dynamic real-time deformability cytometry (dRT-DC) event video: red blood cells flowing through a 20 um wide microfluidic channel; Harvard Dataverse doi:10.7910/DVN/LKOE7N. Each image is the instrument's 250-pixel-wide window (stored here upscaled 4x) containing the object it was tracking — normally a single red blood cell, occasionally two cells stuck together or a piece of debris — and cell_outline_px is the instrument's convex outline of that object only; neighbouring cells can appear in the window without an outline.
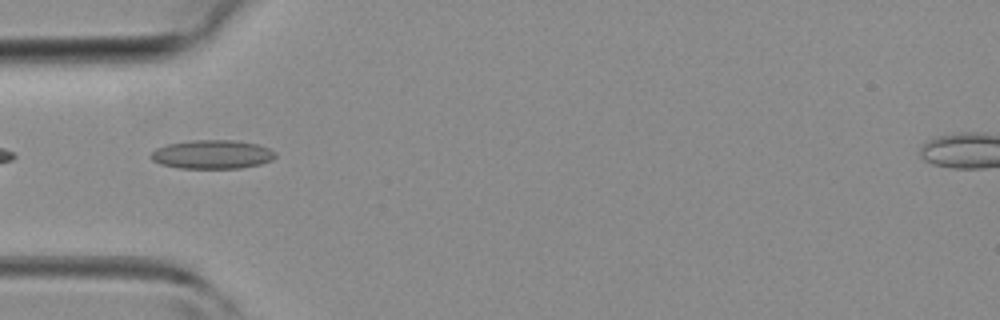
{"species": "common noctule bat (a hibernating species)", "species_latin": "Nyctalus noctula", "temperature_condition": "room temperature", "stored_images_in_passage": 3, "camera_frame_rate_fps": 3000, "um_per_image_px": 0.085, "animal": {"sex": "female", "body_mass_g": 19.3, "forearm_length_mm": 54.1}, "frame": {"image": 1, "passage_image": 1, "time_ms": 0.0, "image_size_px": [1000, 320], "cell_outline_px": [[276, 156], [272, 160], [260, 164], [240, 168], [180, 168], [160, 164], [152, 160], [148, 156], [156, 148], [168, 144], [192, 140], [232, 140], [260, 144], [276, 152]], "centroid_in_image_um": [18.04, 13.12], "position_along_channel_um": 67.0, "area_um2": 20.98}}